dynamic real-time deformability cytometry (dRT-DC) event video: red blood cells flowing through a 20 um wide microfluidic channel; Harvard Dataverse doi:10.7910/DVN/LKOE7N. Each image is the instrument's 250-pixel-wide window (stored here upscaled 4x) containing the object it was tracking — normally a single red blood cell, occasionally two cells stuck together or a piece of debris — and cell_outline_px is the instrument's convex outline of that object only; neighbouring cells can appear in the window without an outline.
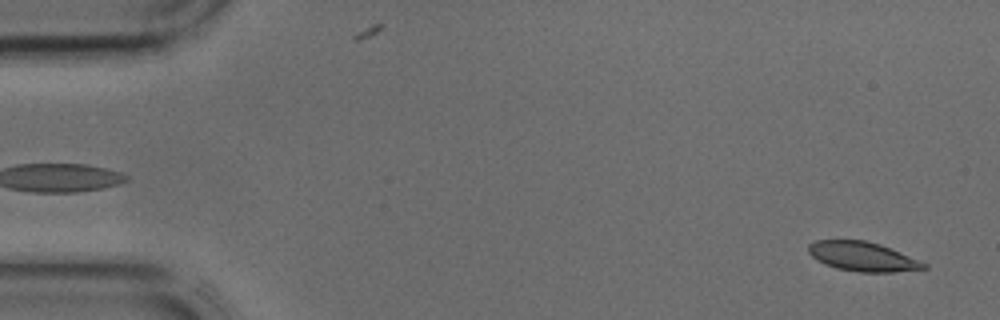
{"species": "common noctule bat (a hibernating species)", "species_latin": "Nyctalus noctula", "temperature_condition": "cold", "stored_images_in_passage": 42, "camera_frame_rate_fps": 3000, "um_per_image_px": 0.085, "animal": {"sex": "male", "body_mass_g": 17.9, "forearm_length_mm": 54.2}, "frame": {"image": 1, "passage_image": 1, "time_ms": 0.0, "image_size_px": [1000, 320], "cell_outline_px": [[928, 268], [892, 272], [860, 272], [836, 268], [824, 264], [816, 260], [808, 252], [808, 244], [816, 240], [864, 240], [880, 244], [900, 252], [928, 264]], "centroid_in_image_um": [73.3, 21.8], "position_along_channel_um": 11.7, "area_um2": 19.71}}
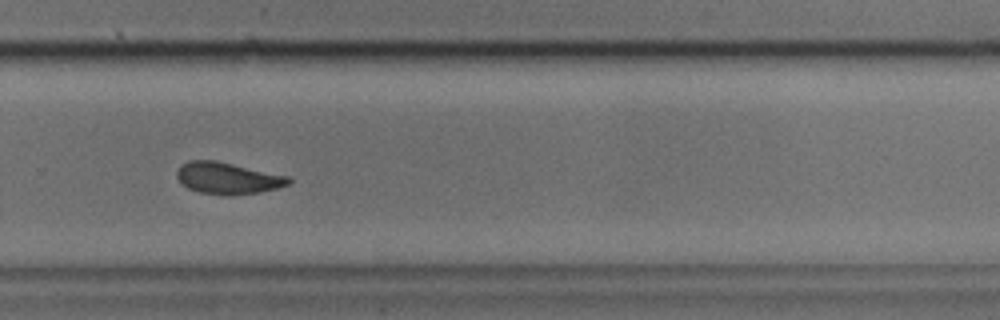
{"frame": {"image": 2, "passage_image": 28, "time_ms": 9.0, "image_size_px": [1000, 320], "cell_outline_px": [[292, 180], [288, 184], [276, 188], [260, 192], [232, 196], [228, 196], [200, 192], [188, 188], [176, 176], [176, 172], [188, 160], [216, 160], [288, 176]], "centroid_in_image_um": [19.37, 15.15], "position_along_channel_um": 310.4, "area_um2": 20.46}}
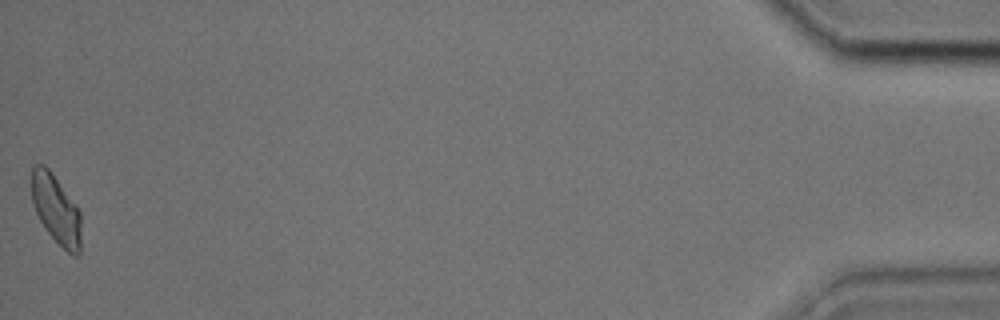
{"frame": {"image": 3, "passage_image": 42, "time_ms": 13.667, "image_size_px": [1000, 320], "cell_outline_px": [[80, 256], [72, 256], [44, 228], [36, 212], [32, 200], [32, 164], [44, 164], [52, 172], [76, 204], [80, 212]], "centroid_in_image_um": [4.77, 17.78], "position_along_channel_um": 430.4, "area_um2": 19.88}}